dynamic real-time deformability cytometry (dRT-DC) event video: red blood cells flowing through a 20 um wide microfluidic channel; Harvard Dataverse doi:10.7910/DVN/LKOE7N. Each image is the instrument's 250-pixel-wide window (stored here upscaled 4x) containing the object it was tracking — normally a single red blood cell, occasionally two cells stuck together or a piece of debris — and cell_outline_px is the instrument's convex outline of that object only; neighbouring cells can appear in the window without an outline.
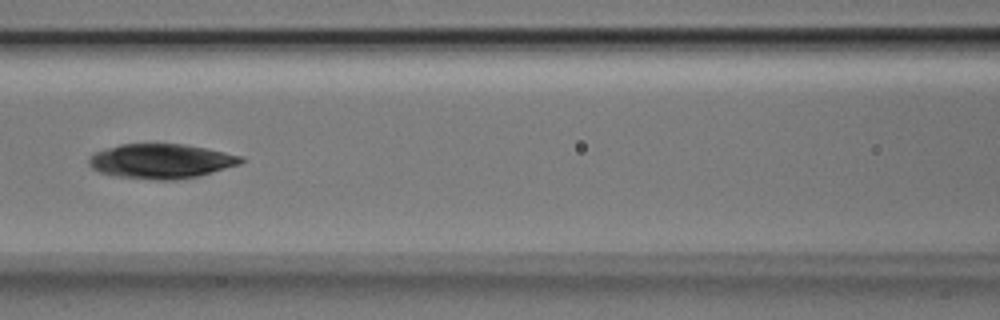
{"species": "Egyptian fruit bat (a non-hibernating species)", "species_latin": "Rousettus aegyptiacus", "temperature_condition": "room temperature", "stored_images_in_passage": 34, "camera_frame_rate_fps": 3000, "um_per_image_px": 0.085, "animal": {"sex": "male"}, "frame": {"image": 1, "passage_image": 20, "time_ms": 6.333, "image_size_px": [1000, 320], "cell_outline_px": [[244, 160], [240, 164], [200, 176], [176, 180], [156, 180], [112, 176], [100, 172], [92, 168], [88, 164], [88, 160], [96, 152], [120, 144], [184, 144], [244, 156]], "centroid_in_image_um": [13.71, 13.71], "position_along_channel_um": 152.9, "area_um2": 30.69}}
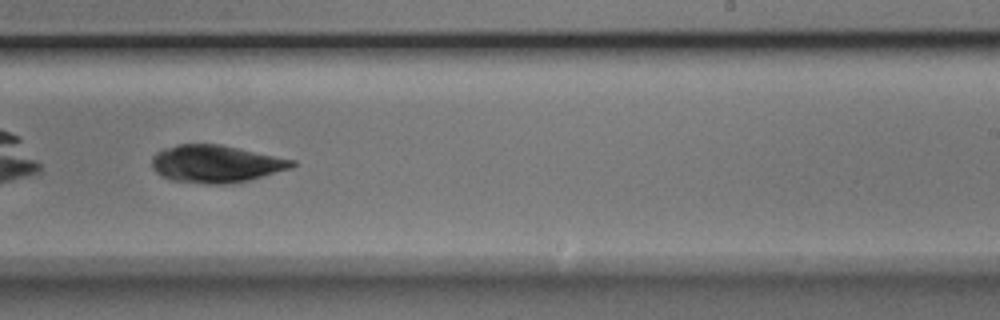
{"frame": {"image": 2, "passage_image": 29, "time_ms": 9.333, "image_size_px": [1000, 320], "cell_outline_px": [[296, 164], [292, 168], [264, 176], [232, 184], [204, 184], [172, 180], [160, 176], [152, 168], [152, 156], [156, 152], [164, 148], [176, 144], [220, 144], [296, 160]], "centroid_in_image_um": [18.34, 13.93], "position_along_channel_um": 270.7, "area_um2": 30.87}}